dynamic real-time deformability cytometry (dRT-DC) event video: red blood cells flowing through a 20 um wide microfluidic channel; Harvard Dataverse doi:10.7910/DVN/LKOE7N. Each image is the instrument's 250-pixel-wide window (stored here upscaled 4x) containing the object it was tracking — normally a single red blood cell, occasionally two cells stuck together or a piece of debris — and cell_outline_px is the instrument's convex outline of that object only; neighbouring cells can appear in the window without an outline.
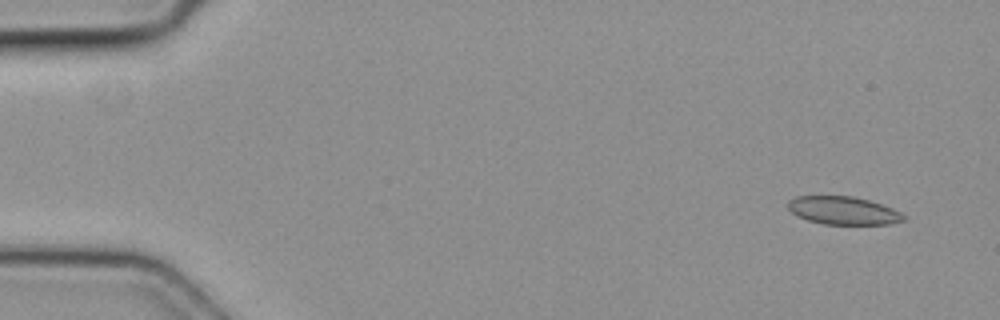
{"species": "common noctule bat (a hibernating species)", "species_latin": "Nyctalus noctula", "temperature_condition": "cold", "stored_images_in_passage": 5, "camera_frame_rate_fps": 3000, "um_per_image_px": 0.085, "animal": {"sex": "female", "body_mass_g": 19.3, "forearm_length_mm": 54.1}, "frame": {"image": 1, "passage_image": 1, "time_ms": 0.0, "image_size_px": [1000, 320], "cell_outline_px": [[908, 216], [904, 220], [892, 224], [824, 224], [808, 220], [792, 212], [788, 208], [788, 200], [796, 196], [852, 196], [868, 200], [892, 208]], "centroid_in_image_um": [71.7, 17.89], "position_along_channel_um": 13.3, "area_um2": 18.79}}